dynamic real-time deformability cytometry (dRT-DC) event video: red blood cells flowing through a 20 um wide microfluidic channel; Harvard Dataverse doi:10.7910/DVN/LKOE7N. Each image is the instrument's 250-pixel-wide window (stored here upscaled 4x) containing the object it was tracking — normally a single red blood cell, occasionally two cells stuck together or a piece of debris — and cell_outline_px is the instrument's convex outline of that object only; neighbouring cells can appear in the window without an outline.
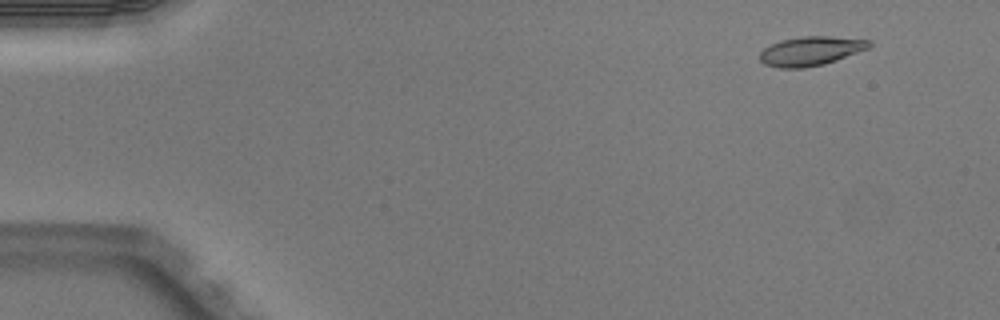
{"species": "Egyptian fruit bat (a non-hibernating species)", "species_latin": "Rousettus aegyptiacus", "temperature_condition": "warm", "stored_images_in_passage": 5, "camera_frame_rate_fps": 3000, "um_per_image_px": 0.085, "animal": {"sex": "male"}, "frame": {"image": 1, "passage_image": 2, "time_ms": 0.333, "image_size_px": [1000, 320], "cell_outline_px": [[872, 44], [868, 48], [836, 60], [824, 64], [804, 68], [780, 68], [764, 64], [760, 60], [760, 52], [764, 48], [780, 40], [800, 36], [828, 36], [872, 40]], "centroid_in_image_um": [68.9, 4.33], "position_along_channel_um": 16.1, "area_um2": 18.55}}
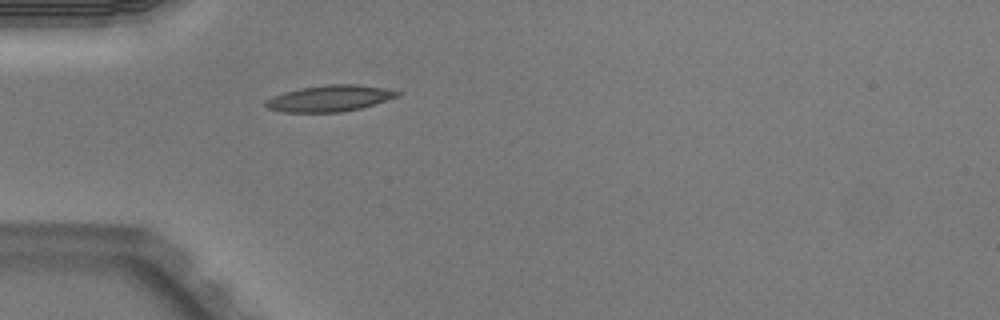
{"frame": {"image": 2, "passage_image": 5, "time_ms": 1.333, "image_size_px": [1000, 320], "cell_outline_px": [[400, 96], [360, 108], [340, 112], [284, 112], [268, 108], [264, 104], [264, 100], [272, 96], [284, 92], [300, 88], [324, 84], [356, 84], [384, 88], [400, 92]], "centroid_in_image_um": [27.99, 8.35], "position_along_channel_um": 57.0, "area_um2": 20.11}}